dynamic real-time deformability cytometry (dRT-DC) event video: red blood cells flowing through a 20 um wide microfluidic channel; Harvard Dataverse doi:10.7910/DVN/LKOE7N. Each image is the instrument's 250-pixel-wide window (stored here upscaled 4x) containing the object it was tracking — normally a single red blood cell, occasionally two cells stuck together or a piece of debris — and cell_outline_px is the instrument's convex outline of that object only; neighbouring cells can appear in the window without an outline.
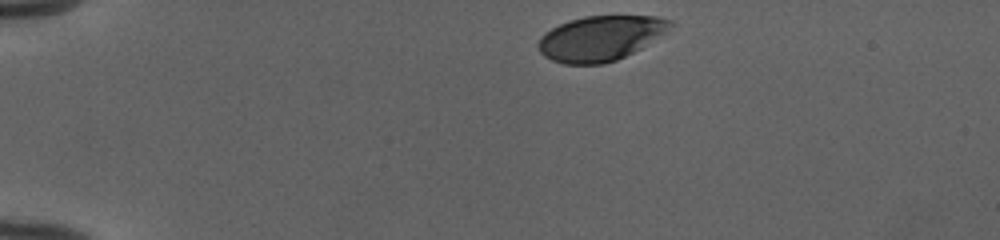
{"species": "human", "species_latin": "Homo sapiens", "temperature_condition": "cold", "stored_images_in_passage": 36, "camera_frame_rate_fps": 3000, "um_per_image_px": 0.085, "donor": {"sex": "female"}, "frame": {"image": 1, "passage_image": 1, "time_ms": 0.0, "image_size_px": [1000, 240], "cell_outline_px": [[672, 24], [668, 32], [640, 48], [616, 60], [604, 64], [564, 64], [552, 60], [544, 56], [540, 52], [536, 44], [540, 36], [544, 32], [560, 24], [584, 16], [656, 16], [672, 20]], "centroid_in_image_um": [51.03, 3.25], "position_along_channel_um": 34.0, "area_um2": 34.56}}
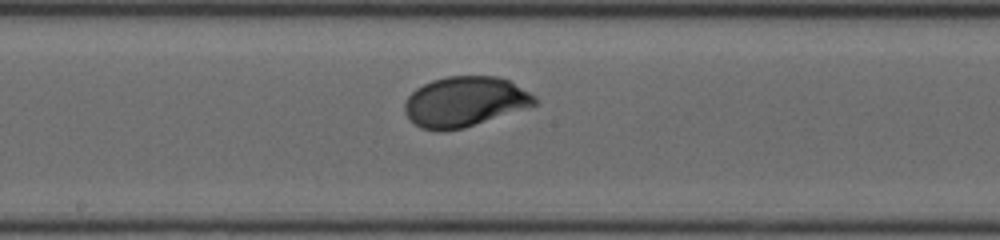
{"frame": {"image": 2, "passage_image": 20, "time_ms": 6.333, "image_size_px": [1000, 240], "cell_outline_px": [[536, 104], [464, 128], [444, 132], [420, 128], [404, 112], [404, 100], [416, 88], [432, 80], [448, 76], [496, 76], [508, 80], [536, 96]], "centroid_in_image_um": [39.46, 8.64], "position_along_channel_um": 208.7, "area_um2": 37.74}}
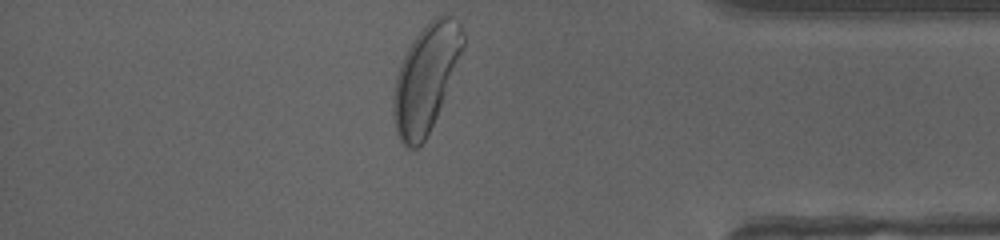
{"frame": {"image": 3, "passage_image": 36, "time_ms": 11.667, "image_size_px": [1000, 240], "cell_outline_px": [[464, 48], [440, 108], [424, 140], [416, 148], [404, 148], [396, 132], [392, 112], [392, 96], [396, 76], [400, 64], [412, 40], [436, 16], [452, 16], [460, 24], [464, 36]], "centroid_in_image_um": [36.17, 6.68], "position_along_channel_um": 399.0, "area_um2": 42.89}, "authors_computed_cell_mechanics": {"area_um2": 37.7434, "velocity_mm_per_s": 3.9378, "shape_relaxation_time_tau1_ms": 2.1343, "shape_relaxation_time_tau2_ms": null, "deformation_change_tau1": 0.1407, "deformation_change_tau2": null}}